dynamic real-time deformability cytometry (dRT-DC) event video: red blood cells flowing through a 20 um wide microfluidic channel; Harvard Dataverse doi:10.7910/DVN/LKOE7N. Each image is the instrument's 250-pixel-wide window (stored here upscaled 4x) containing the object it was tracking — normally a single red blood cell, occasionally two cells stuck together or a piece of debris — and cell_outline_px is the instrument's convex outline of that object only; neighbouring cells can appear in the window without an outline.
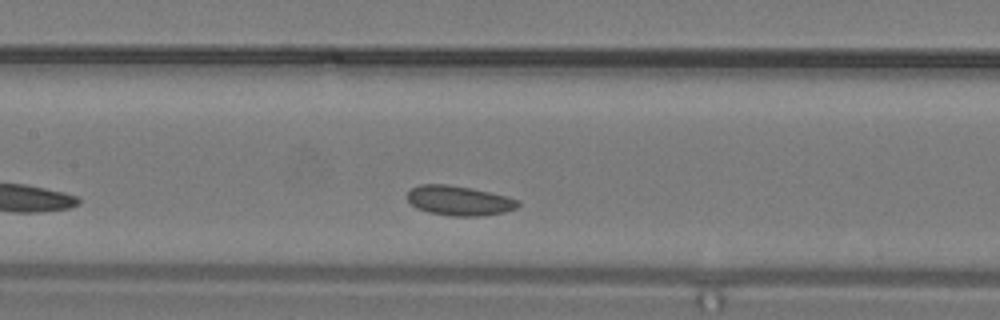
{"species": "common noctule bat (a hibernating species)", "species_latin": "Nyctalus noctula", "temperature_condition": "warm", "stored_images_in_passage": 9, "segment_of_instrument_passage": [1, 2], "camera_frame_rate_fps": 3000, "um_per_image_px": 0.085, "animal": {"sex": "male", "body_mass_g": 19.2, "forearm_length_mm": 51.8}, "frame": {"image": 1, "passage_image": 6, "time_ms": 1.667, "image_size_px": [1000, 320], "cell_outline_px": [[520, 204], [516, 208], [504, 212], [480, 216], [452, 216], [428, 212], [416, 208], [408, 200], [408, 192], [412, 188], [420, 184], [448, 184], [508, 196], [520, 200]], "centroid_in_image_um": [39.03, 17.06], "position_along_channel_um": 168.4, "area_um2": 19.07}}
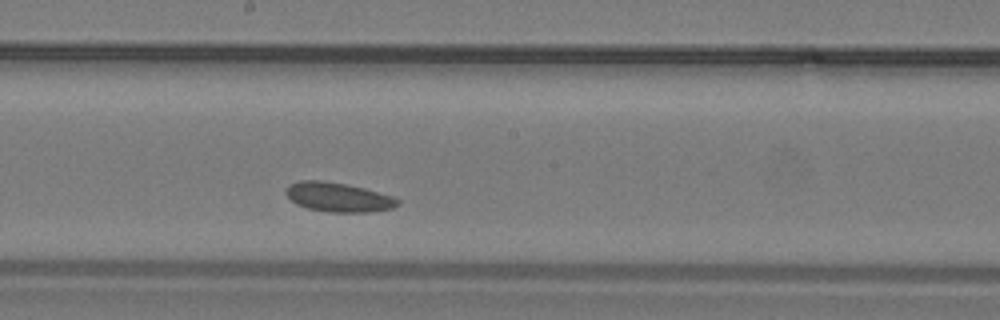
{"frame": {"image": 2, "passage_image": 8, "time_ms": 2.333, "image_size_px": [1000, 320], "cell_outline_px": [[400, 204], [392, 208], [368, 212], [328, 212], [308, 208], [296, 204], [284, 192], [292, 184], [300, 180], [320, 180], [348, 184], [364, 188], [392, 196], [400, 200]], "centroid_in_image_um": [28.77, 16.76], "position_along_channel_um": 219.4, "area_um2": 18.96}}